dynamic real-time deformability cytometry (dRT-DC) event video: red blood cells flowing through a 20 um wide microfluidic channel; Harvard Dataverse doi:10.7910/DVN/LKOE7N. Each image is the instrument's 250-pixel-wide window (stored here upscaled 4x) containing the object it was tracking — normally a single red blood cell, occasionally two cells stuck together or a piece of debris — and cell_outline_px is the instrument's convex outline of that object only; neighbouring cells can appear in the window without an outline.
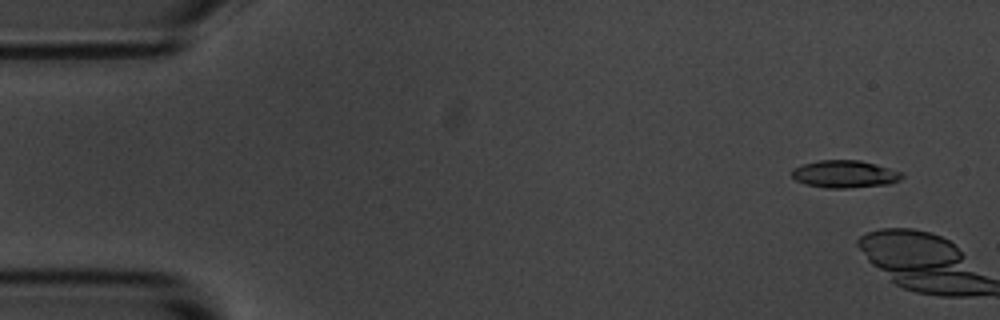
{"species": "common noctule bat (a hibernating species)", "species_latin": "Nyctalus noctula", "temperature_condition": "room temperature", "stored_images_in_passage": 5, "camera_frame_rate_fps": 3000, "um_per_image_px": 0.085, "animal": {"sex": "male", "body_mass_g": 20.1, "forearm_length_mm": 53.5}, "frame": {"image": 1, "passage_image": 1, "time_ms": 0.0, "image_size_px": [1000, 320], "cell_outline_px": [[904, 176], [900, 180], [888, 184], [848, 188], [824, 188], [804, 184], [796, 180], [792, 176], [792, 168], [804, 164], [820, 160], [860, 160], [876, 164], [900, 172]], "centroid_in_image_um": [71.78, 14.8], "position_along_channel_um": 13.2, "area_um2": 17.57}}